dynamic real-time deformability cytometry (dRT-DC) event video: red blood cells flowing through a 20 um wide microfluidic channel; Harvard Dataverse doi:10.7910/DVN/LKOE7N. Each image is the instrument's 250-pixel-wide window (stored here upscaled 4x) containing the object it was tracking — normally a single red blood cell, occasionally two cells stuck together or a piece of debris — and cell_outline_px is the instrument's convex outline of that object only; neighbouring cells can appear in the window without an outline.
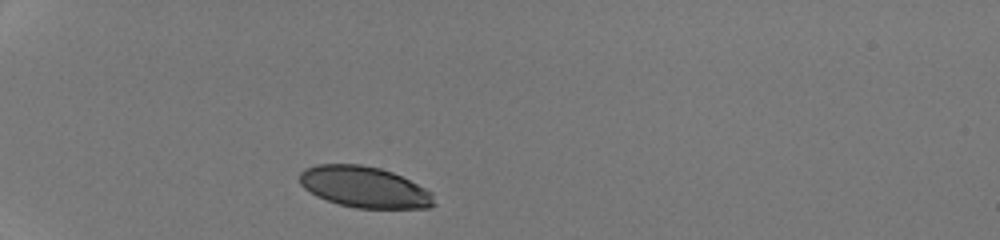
{"species": "human", "species_latin": "Homo sapiens", "temperature_condition": "room temperature", "stored_images_in_passage": 2, "camera_frame_rate_fps": 3000, "um_per_image_px": 0.085, "donor": {"sex": "male"}, "frame": {"image": 1, "passage_image": 1, "time_ms": 0.0, "image_size_px": [1000, 240], "cell_outline_px": [[436, 204], [428, 208], [356, 208], [340, 204], [316, 196], [304, 188], [300, 184], [300, 172], [304, 168], [316, 164], [360, 164], [380, 168], [392, 172], [432, 192]], "centroid_in_image_um": [30.95, 15.9], "position_along_channel_um": 54.0, "area_um2": 32.14}}